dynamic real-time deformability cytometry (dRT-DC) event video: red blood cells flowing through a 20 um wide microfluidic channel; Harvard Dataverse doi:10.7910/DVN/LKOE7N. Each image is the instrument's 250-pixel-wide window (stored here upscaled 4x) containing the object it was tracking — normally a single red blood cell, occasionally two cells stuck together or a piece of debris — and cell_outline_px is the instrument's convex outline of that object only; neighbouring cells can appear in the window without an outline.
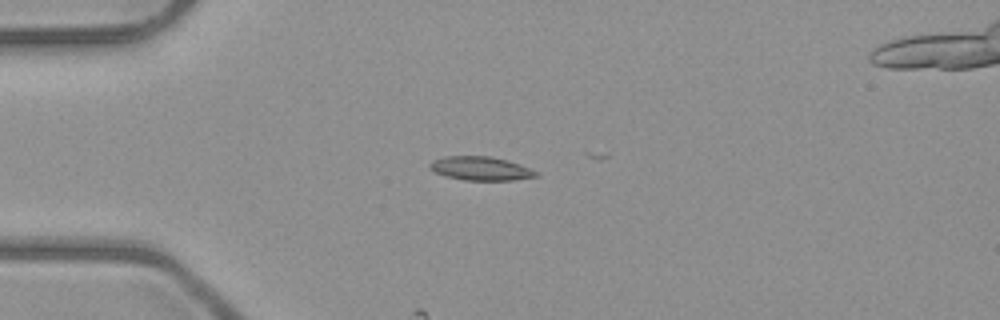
{"species": "common noctule bat (a hibernating species)", "species_latin": "Nyctalus noctula", "temperature_condition": "room temperature", "stored_images_in_passage": 5, "camera_frame_rate_fps": 3000, "um_per_image_px": 0.085, "animal": {"sex": "male", "body_mass_g": 23.1, "forearm_length_mm": 52.7}, "frame": {"image": 1, "passage_image": 3, "time_ms": 2.333, "image_size_px": [1000, 320], "cell_outline_px": [[540, 176], [512, 180], [464, 180], [448, 176], [436, 172], [428, 164], [432, 160], [444, 156], [492, 156], [508, 160], [528, 168], [536, 172]], "centroid_in_image_um": [40.86, 14.31], "position_along_channel_um": 44.1, "area_um2": 14.51}}